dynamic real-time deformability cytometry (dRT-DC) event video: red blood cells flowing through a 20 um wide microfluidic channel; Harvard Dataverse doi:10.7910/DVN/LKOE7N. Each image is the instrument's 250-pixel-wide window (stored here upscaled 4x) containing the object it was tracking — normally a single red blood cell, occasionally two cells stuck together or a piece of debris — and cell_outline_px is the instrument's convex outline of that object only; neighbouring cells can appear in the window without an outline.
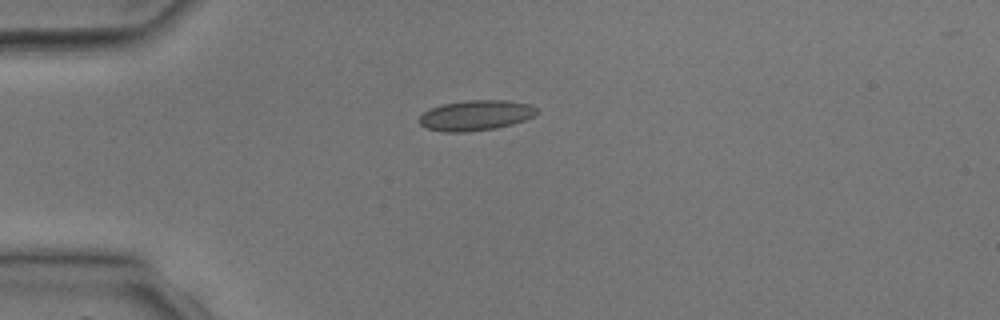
{"species": "common noctule bat (a hibernating species)", "species_latin": "Nyctalus noctula", "temperature_condition": "room temperature", "stored_images_in_passage": 4, "camera_frame_rate_fps": 3000, "um_per_image_px": 0.085, "animal": {"sex": "male", "body_mass_g": 17.9, "forearm_length_mm": 54.2}, "frame": {"image": 1, "passage_image": 3, "time_ms": 3.0, "image_size_px": [1000, 320], "cell_outline_px": [[536, 112], [532, 116], [524, 120], [512, 124], [496, 128], [464, 132], [444, 132], [428, 128], [420, 124], [420, 116], [428, 108], [444, 104], [468, 100], [504, 100], [528, 104], [536, 108]], "centroid_in_image_um": [40.4, 9.8], "position_along_channel_um": 44.6, "area_um2": 20.46}}